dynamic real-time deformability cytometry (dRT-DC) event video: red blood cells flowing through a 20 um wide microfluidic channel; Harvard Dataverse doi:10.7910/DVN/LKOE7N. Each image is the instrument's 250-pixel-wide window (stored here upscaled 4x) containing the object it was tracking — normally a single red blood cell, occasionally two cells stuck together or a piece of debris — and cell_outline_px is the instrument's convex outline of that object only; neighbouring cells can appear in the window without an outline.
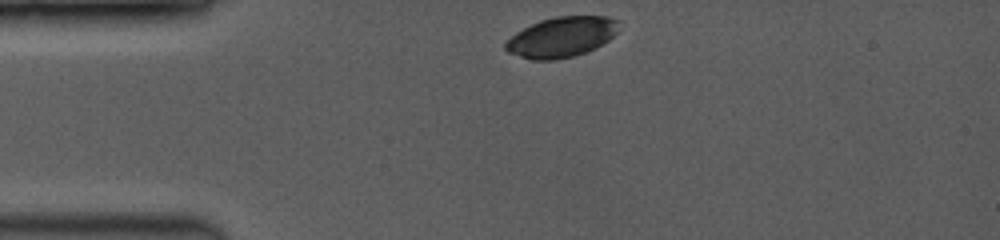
{"species": "common noctule bat (a hibernating species)", "species_latin": "Nyctalus noctula", "temperature_condition": "room temperature", "stored_images_in_passage": 23, "camera_frame_rate_fps": 3500, "um_per_image_px": 0.085, "animal": {"sex": "female", "body_mass_g": 19.0, "forearm_length_mm": 53.3}, "frame": {"image": 1, "passage_image": 1, "time_ms": 0.0, "image_size_px": [1000, 240], "cell_outline_px": [[620, 20], [616, 32], [608, 40], [596, 48], [572, 56], [556, 60], [532, 60], [508, 52], [504, 48], [504, 44], [516, 32], [540, 20], [552, 16], [608, 16]], "centroid_in_image_um": [47.74, 3.14], "position_along_channel_um": 37.3, "area_um2": 26.53}}
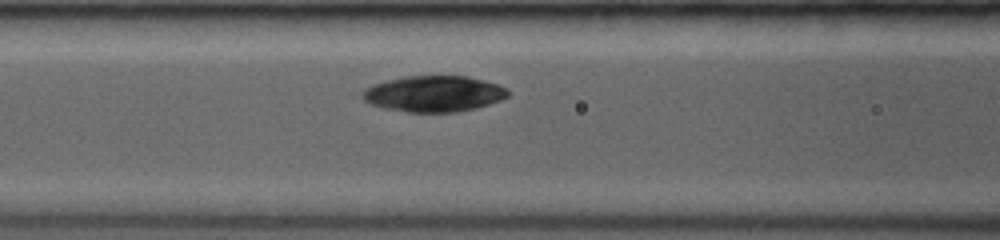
{"frame": {"image": 2, "passage_image": 15, "time_ms": 3.143, "image_size_px": [1000, 240], "cell_outline_px": [[512, 92], [508, 96], [500, 100], [476, 108], [456, 112], [408, 112], [384, 108], [372, 104], [364, 100], [360, 92], [364, 88], [372, 84], [404, 76], [468, 76], [500, 84], [508, 88]], "centroid_in_image_um": [36.9, 7.96], "position_along_channel_um": 129.7, "area_um2": 30.81}}
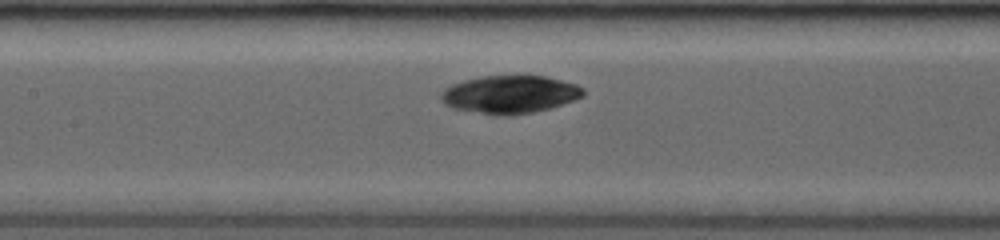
{"frame": {"image": 3, "passage_image": 19, "time_ms": 4.0, "image_size_px": [1000, 240], "cell_outline_px": [[584, 96], [548, 108], [532, 112], [512, 116], [504, 116], [452, 108], [444, 104], [440, 96], [440, 92], [444, 88], [452, 84], [464, 80], [480, 76], [544, 76], [576, 84], [584, 88]], "centroid_in_image_um": [43.3, 8.02], "position_along_channel_um": 164.1, "area_um2": 31.21}}